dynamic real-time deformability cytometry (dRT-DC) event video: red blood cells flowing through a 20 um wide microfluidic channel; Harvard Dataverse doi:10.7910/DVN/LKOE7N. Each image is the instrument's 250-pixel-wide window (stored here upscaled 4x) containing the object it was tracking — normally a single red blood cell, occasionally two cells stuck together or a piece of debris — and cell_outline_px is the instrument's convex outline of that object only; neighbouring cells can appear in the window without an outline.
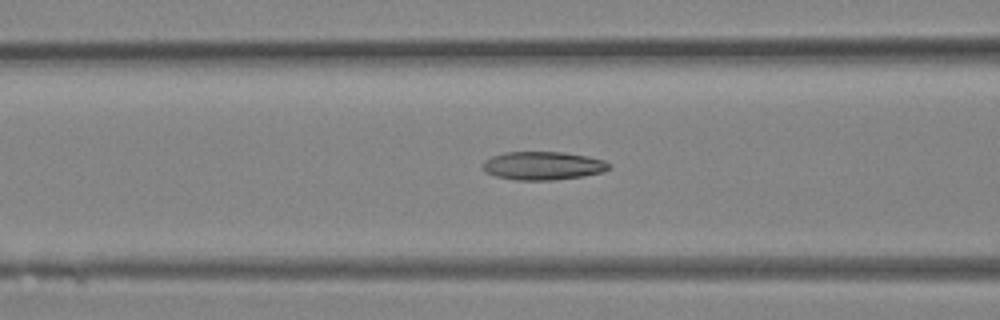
{"species": "Egyptian fruit bat (a non-hibernating species)", "species_latin": "Rousettus aegyptiacus", "temperature_condition": "room temperature", "stored_images_in_passage": 34, "camera_frame_rate_fps": 3000, "um_per_image_px": 0.085, "animal": {"sex": "female"}, "frame": {"image": 1, "passage_image": 14, "time_ms": 4.333, "image_size_px": [1000, 320], "cell_outline_px": [[612, 164], [604, 172], [580, 176], [552, 180], [516, 180], [496, 176], [484, 172], [480, 168], [480, 164], [484, 160], [492, 156], [504, 152], [564, 152], [588, 156], [604, 160]], "centroid_in_image_um": [46.1, 14.08], "position_along_channel_um": 120.5, "area_um2": 21.04}}
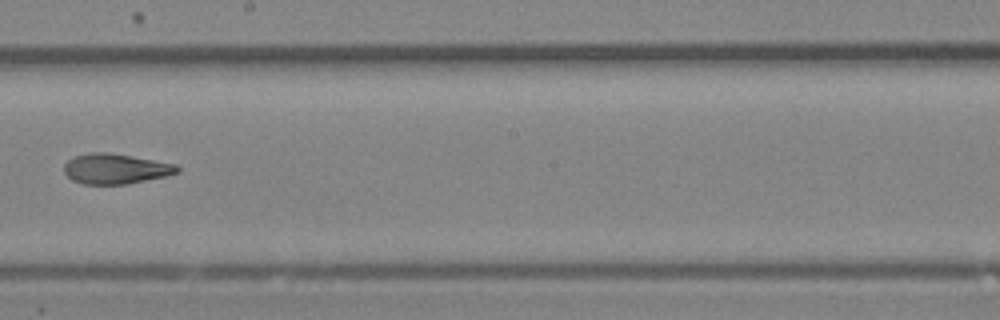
{"frame": {"image": 2, "passage_image": 20, "time_ms": 6.333, "image_size_px": [1000, 320], "cell_outline_px": [[180, 172], [164, 176], [128, 184], [84, 184], [72, 180], [64, 172], [64, 164], [68, 160], [76, 156], [88, 152], [108, 152], [132, 156], [176, 164], [180, 168]], "centroid_in_image_um": [9.82, 14.34], "position_along_channel_um": 238.4, "area_um2": 19.88}}
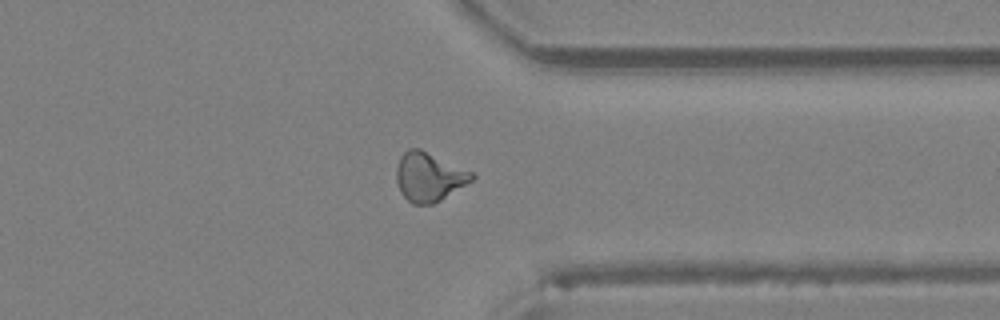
{"frame": {"image": 3, "passage_image": 27, "time_ms": 8.667, "image_size_px": [1000, 320], "cell_outline_px": [[476, 176], [472, 180], [440, 200], [432, 204], [412, 204], [400, 192], [396, 180], [396, 168], [400, 156], [408, 148], [420, 148], [472, 172]], "centroid_in_image_um": [36.43, 15.02], "position_along_channel_um": 375.0, "area_um2": 21.33}}